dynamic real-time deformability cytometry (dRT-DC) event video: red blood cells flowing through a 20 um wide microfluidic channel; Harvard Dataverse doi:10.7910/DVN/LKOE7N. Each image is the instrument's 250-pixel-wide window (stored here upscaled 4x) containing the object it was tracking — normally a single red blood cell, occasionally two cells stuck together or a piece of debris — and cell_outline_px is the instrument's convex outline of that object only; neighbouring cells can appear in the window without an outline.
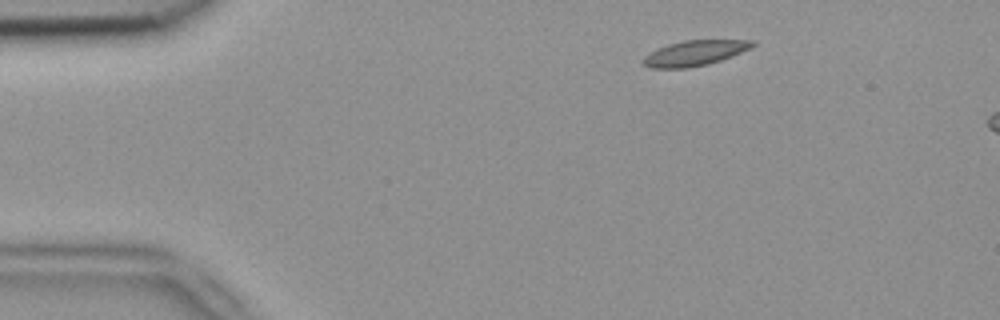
{"species": "common noctule bat (a hibernating species)", "species_latin": "Nyctalus noctula", "temperature_condition": "room temperature", "stored_images_in_passage": 4, "camera_frame_rate_fps": 3000, "um_per_image_px": 0.085, "animal": {"sex": "female", "body_mass_g": 18.4}, "frame": {"image": 1, "passage_image": 4, "time_ms": 1.0, "image_size_px": [1000, 320], "cell_outline_px": [[756, 44], [752, 48], [720, 60], [708, 64], [688, 68], [652, 68], [644, 64], [640, 60], [644, 56], [668, 44], [684, 40], [756, 40]], "centroid_in_image_um": [59.07, 4.51], "position_along_channel_um": 25.9, "area_um2": 16.01}}